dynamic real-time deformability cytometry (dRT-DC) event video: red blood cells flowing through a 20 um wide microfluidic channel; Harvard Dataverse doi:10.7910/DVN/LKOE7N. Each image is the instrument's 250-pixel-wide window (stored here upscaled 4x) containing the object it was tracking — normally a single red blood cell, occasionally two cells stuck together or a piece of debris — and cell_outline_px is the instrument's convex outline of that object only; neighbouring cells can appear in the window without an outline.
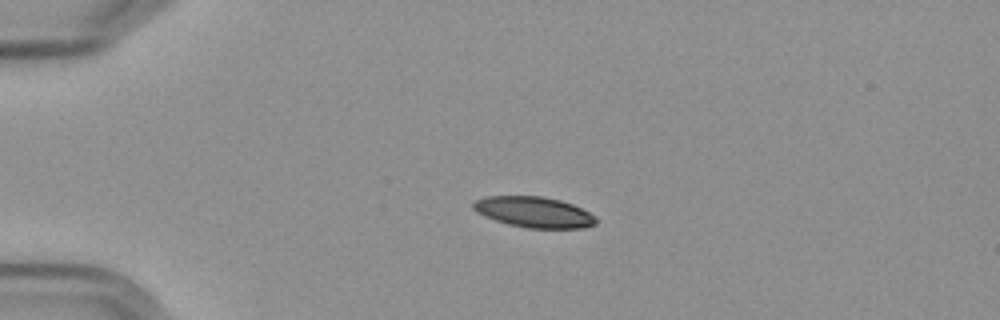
{"species": "Egyptian fruit bat (a non-hibernating species)", "species_latin": "Rousettus aegyptiacus", "temperature_condition": "cold", "stored_images_in_passage": 44, "camera_frame_rate_fps": 3000, "um_per_image_px": 0.085, "frame": {"image": 1, "passage_image": 1, "time_ms": 0.0, "image_size_px": [1000, 320], "cell_outline_px": [[596, 224], [584, 228], [528, 228], [508, 224], [484, 216], [476, 212], [472, 208], [472, 204], [476, 200], [484, 196], [544, 196], [560, 200], [572, 204], [596, 216]], "centroid_in_image_um": [45.37, 18.02], "position_along_channel_um": 39.6, "area_um2": 22.02}}
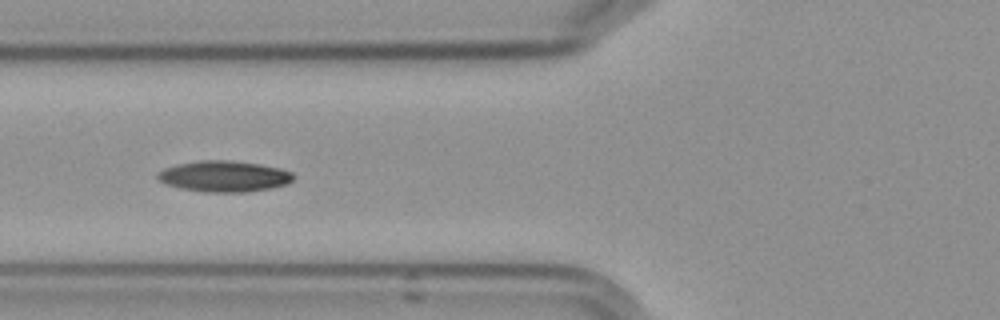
{"frame": {"image": 2, "passage_image": 10, "time_ms": 3.0, "image_size_px": [1000, 320], "cell_outline_px": [[292, 180], [288, 184], [272, 188], [248, 192], [204, 192], [180, 188], [164, 184], [156, 176], [164, 168], [180, 164], [200, 160], [228, 160], [260, 164], [280, 168], [292, 172]], "centroid_in_image_um": [19.06, 14.99], "position_along_channel_um": 106.7, "area_um2": 24.51}}
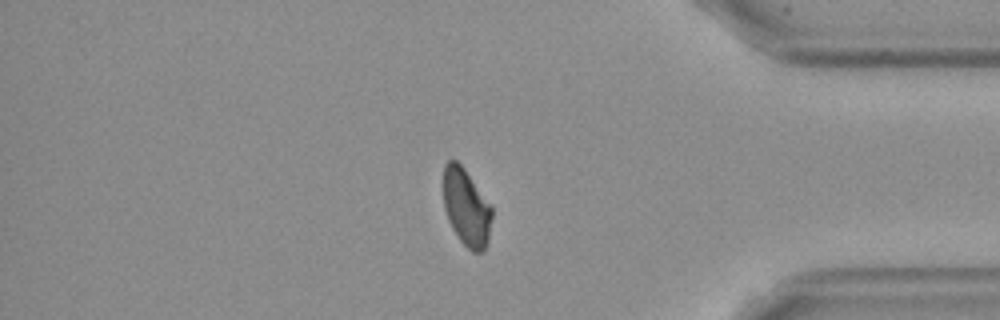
{"frame": {"image": 3, "passage_image": 36, "time_ms": 11.667, "image_size_px": [1000, 320], "cell_outline_px": [[492, 216], [488, 240], [484, 252], [472, 252], [460, 240], [452, 228], [448, 220], [444, 208], [444, 164], [448, 160], [456, 160], [464, 168], [492, 208]], "centroid_in_image_um": [39.63, 17.65], "position_along_channel_um": 395.6, "area_um2": 21.62}, "authors_computed_cell_mechanics": {"area_um2": 23.3223, "velocity_mm_per_s": 3.5779, "shape_relaxation_time_tau1_ms": 5.9021, "shape_relaxation_time_tau2_ms": 3.1651, "deformation_change_tau1": 0.1429, "deformation_change_tau2": 0.0749}}